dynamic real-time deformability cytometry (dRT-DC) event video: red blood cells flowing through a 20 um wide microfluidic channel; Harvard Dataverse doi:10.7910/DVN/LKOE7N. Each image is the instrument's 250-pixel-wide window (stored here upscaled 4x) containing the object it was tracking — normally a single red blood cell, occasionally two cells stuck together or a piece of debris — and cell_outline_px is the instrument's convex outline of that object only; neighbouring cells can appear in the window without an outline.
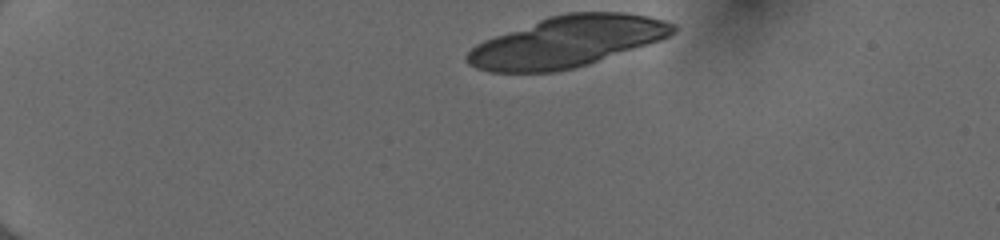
{"species": "human", "species_latin": "Homo sapiens", "temperature_condition": "cold", "stored_images_in_passage": 13, "camera_frame_rate_fps": 3000, "um_per_image_px": 0.085, "donor": {"sex": "female"}, "frame": {"image": 1, "passage_image": 1, "time_ms": 0.0, "image_size_px": [1000, 240], "cell_outline_px": [[676, 32], [660, 40], [588, 64], [556, 72], [488, 72], [476, 68], [468, 64], [464, 60], [464, 56], [476, 44], [484, 40], [548, 16], [568, 12], [624, 12], [648, 16], [664, 20], [676, 24]], "centroid_in_image_um": [48.18, 3.54], "position_along_channel_um": 36.8, "area_um2": 60.98}}
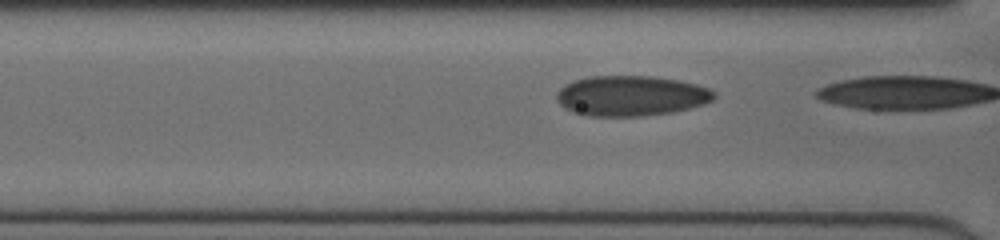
{"frame": {"image": 2, "passage_image": 12, "time_ms": 3.667, "image_size_px": [1000, 240], "cell_outline_px": [[716, 96], [712, 100], [704, 104], [672, 112], [644, 116], [588, 116], [572, 112], [564, 108], [556, 100], [556, 92], [564, 84], [572, 80], [588, 76], [656, 76], [680, 80], [696, 84], [708, 88], [716, 92]], "centroid_in_image_um": [53.61, 8.13], "position_along_channel_um": 113.0, "area_um2": 37.4}}